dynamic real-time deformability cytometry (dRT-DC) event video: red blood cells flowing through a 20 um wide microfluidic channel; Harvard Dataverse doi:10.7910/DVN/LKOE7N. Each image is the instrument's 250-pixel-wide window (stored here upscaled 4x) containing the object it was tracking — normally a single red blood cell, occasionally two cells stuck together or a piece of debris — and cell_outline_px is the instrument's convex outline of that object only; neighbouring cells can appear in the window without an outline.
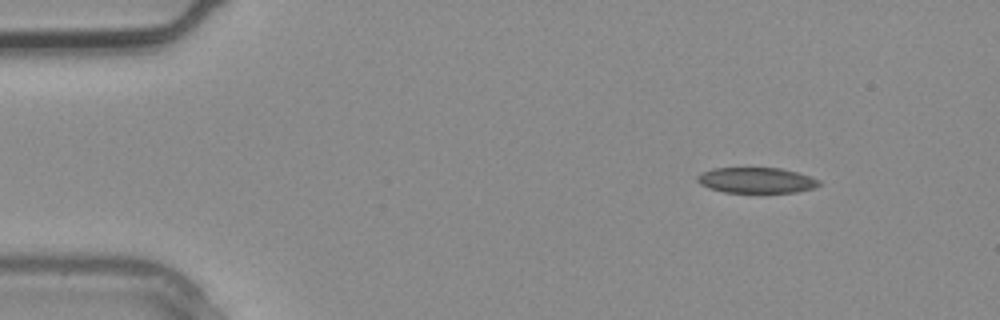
{"species": "common noctule bat (a hibernating species)", "species_latin": "Nyctalus noctula", "temperature_condition": "warm", "stored_images_in_passage": 2, "camera_frame_rate_fps": 3000, "um_per_image_px": 0.085, "animal": {"sex": "male", "body_mass_g": 20.4}, "frame": {"image": 1, "passage_image": 1, "time_ms": 0.0, "image_size_px": [1000, 320], "cell_outline_px": [[820, 184], [812, 188], [796, 192], [724, 192], [700, 184], [696, 180], [696, 176], [712, 168], [780, 168], [796, 172], [820, 180]], "centroid_in_image_um": [64.27, 15.32], "position_along_channel_um": 20.7, "area_um2": 17.86}}